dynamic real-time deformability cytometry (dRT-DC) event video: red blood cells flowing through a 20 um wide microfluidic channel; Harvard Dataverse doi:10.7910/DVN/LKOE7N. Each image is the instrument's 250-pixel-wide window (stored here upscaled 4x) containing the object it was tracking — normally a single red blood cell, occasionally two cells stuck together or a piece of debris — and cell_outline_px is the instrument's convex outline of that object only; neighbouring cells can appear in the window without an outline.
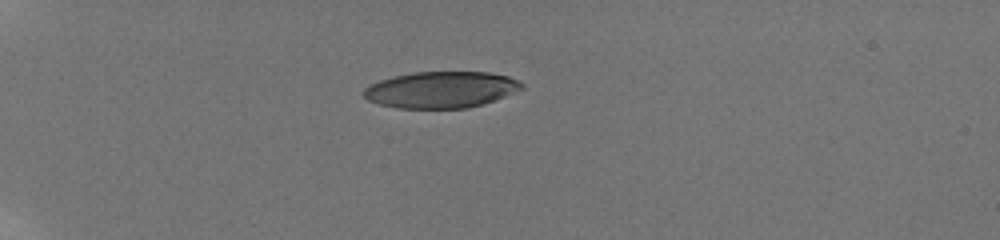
{"species": "human", "species_latin": "Homo sapiens", "temperature_condition": "room temperature", "stored_images_in_passage": 73, "camera_frame_rate_fps": 3000, "um_per_image_px": 0.085, "donor": {"sex": "male"}, "frame": {"image": 1, "passage_image": 1, "time_ms": 0.0, "image_size_px": [1000, 240], "cell_outline_px": [[524, 88], [484, 104], [468, 108], [396, 108], [380, 104], [368, 100], [360, 92], [368, 84], [392, 76], [412, 72], [488, 72], [508, 76], [524, 84]], "centroid_in_image_um": [37.45, 7.62], "position_along_channel_um": 47.6, "area_um2": 33.7}}
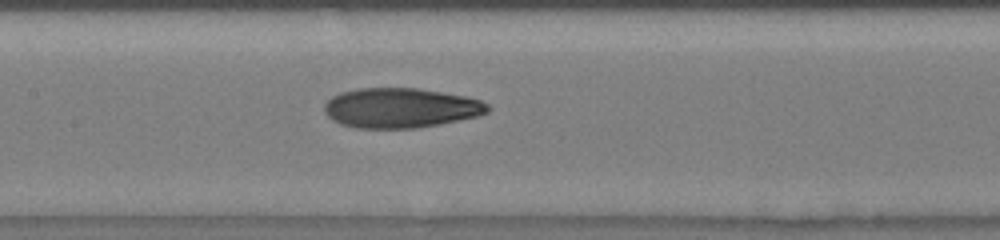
{"frame": {"image": 2, "passage_image": 26, "time_ms": 4.667, "image_size_px": [1000, 240], "cell_outline_px": [[488, 112], [476, 116], [440, 124], [416, 128], [356, 128], [340, 124], [332, 120], [324, 112], [324, 104], [332, 96], [340, 92], [356, 88], [416, 88], [464, 96], [480, 100], [488, 104]], "centroid_in_image_um": [34.0, 9.17], "position_along_channel_um": 173.4, "area_um2": 37.86}}
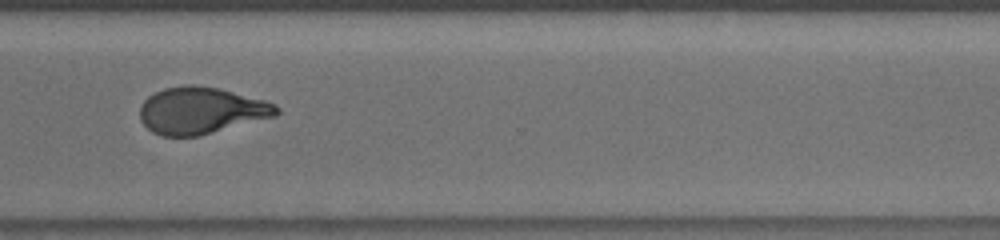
{"frame": {"image": 3, "passage_image": 51, "time_ms": 9.333, "image_size_px": [1000, 240], "cell_outline_px": [[280, 112], [276, 116], [200, 136], [164, 136], [152, 132], [140, 120], [140, 108], [144, 100], [148, 96], [164, 88], [184, 84], [192, 84], [220, 88], [264, 100], [276, 104], [280, 108]], "centroid_in_image_um": [17.11, 9.39], "position_along_channel_um": 353.5, "area_um2": 37.45}, "authors_computed_cell_mechanics": {"area_um2": 37.4544, "velocity_mm_per_s": 3.8635, "shape_relaxation_time_tau1_ms": 10.1012, "shape_relaxation_time_tau2_ms": 1.7114, "deformation_change_tau1": 0.3251, "deformation_change_tau2": 0.0892}}